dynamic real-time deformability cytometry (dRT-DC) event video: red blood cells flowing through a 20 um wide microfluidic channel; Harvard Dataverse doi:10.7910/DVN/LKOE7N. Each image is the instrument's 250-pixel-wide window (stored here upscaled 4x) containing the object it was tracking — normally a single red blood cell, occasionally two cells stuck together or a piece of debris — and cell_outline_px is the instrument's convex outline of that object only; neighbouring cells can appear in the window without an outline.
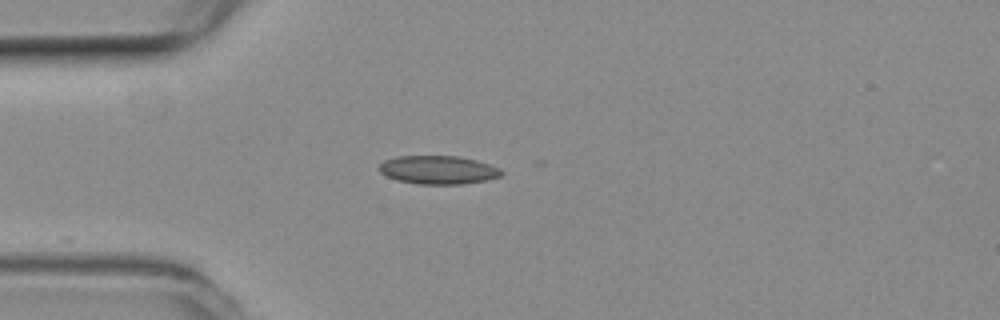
{"species": "common noctule bat (a hibernating species)", "species_latin": "Nyctalus noctula", "temperature_condition": "room temperature", "stored_images_in_passage": 6, "camera_frame_rate_fps": 3000, "um_per_image_px": 0.085, "animal": {"sex": "female", "body_mass_g": 19.3, "forearm_length_mm": 54.1}, "frame": {"image": 1, "passage_image": 1, "time_ms": 0.0, "image_size_px": [1000, 320], "cell_outline_px": [[504, 172], [500, 176], [484, 180], [460, 184], [416, 184], [400, 180], [388, 176], [380, 172], [380, 164], [384, 160], [396, 156], [460, 156], [476, 160], [500, 168]], "centroid_in_image_um": [37.25, 14.43], "position_along_channel_um": 47.7, "area_um2": 20.06}}